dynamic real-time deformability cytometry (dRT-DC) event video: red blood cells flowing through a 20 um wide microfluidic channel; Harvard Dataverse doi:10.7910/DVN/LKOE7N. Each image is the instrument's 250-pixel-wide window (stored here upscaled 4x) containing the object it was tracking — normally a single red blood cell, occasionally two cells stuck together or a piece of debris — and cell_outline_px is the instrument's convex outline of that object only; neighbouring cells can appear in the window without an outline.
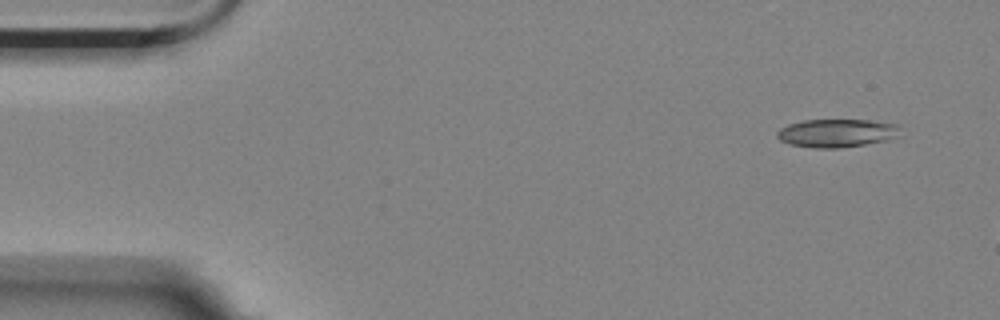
{"species": "Egyptian fruit bat (a non-hibernating species)", "species_latin": "Rousettus aegyptiacus", "temperature_condition": "room temperature", "stored_images_in_passage": 3, "camera_frame_rate_fps": 3000, "um_per_image_px": 0.085, "animal": {"sex": "female"}, "frame": {"image": 1, "passage_image": 1, "time_ms": 0.0, "image_size_px": [1000, 320], "cell_outline_px": [[896, 136], [884, 140], [864, 144], [840, 148], [816, 148], [788, 144], [780, 140], [776, 136], [776, 132], [780, 128], [788, 124], [804, 120], [872, 120], [896, 124]], "centroid_in_image_um": [71.01, 11.31], "position_along_channel_um": 14.0, "area_um2": 19.94}}